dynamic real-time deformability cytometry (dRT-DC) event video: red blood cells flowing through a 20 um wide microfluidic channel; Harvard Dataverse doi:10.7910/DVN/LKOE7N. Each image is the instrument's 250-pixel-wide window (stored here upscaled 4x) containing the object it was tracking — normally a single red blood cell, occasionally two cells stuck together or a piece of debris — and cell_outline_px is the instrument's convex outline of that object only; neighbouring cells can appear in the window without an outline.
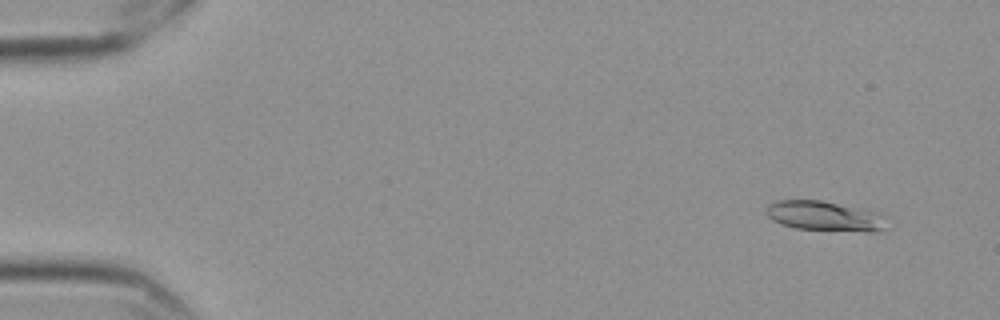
{"species": "Egyptian fruit bat (a non-hibernating species)", "species_latin": "Rousettus aegyptiacus", "temperature_condition": "cold", "stored_images_in_passage": 58, "camera_frame_rate_fps": 3000, "um_per_image_px": 0.085, "frame": {"image": 1, "passage_image": 5, "time_ms": 1.333, "image_size_px": [1000, 320], "cell_outline_px": [[884, 228], [872, 232], [868, 232], [796, 228], [780, 224], [772, 220], [768, 216], [768, 204], [780, 200], [820, 200], [872, 212], [884, 216]], "centroid_in_image_um": [70.03, 18.38], "position_along_channel_um": 15.0, "area_um2": 20.29}}
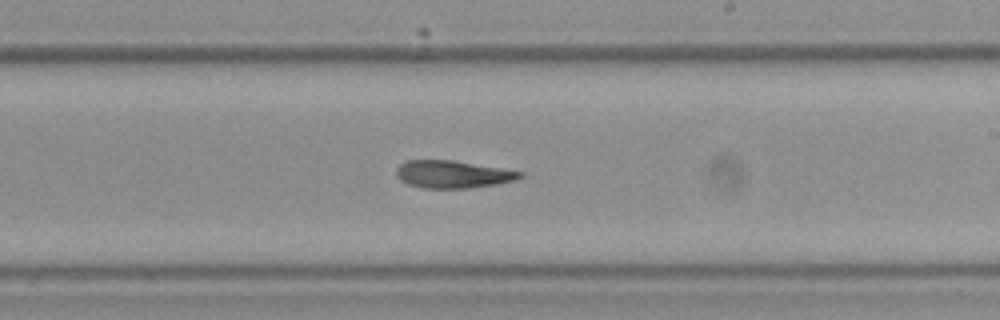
{"frame": {"image": 2, "passage_image": 35, "time_ms": 11.333, "image_size_px": [1000, 320], "cell_outline_px": [[524, 176], [516, 180], [496, 184], [468, 188], [424, 188], [408, 184], [400, 180], [396, 176], [396, 168], [400, 164], [408, 160], [452, 160], [524, 172]], "centroid_in_image_um": [38.47, 14.81], "position_along_channel_um": 250.5, "area_um2": 19.77}}
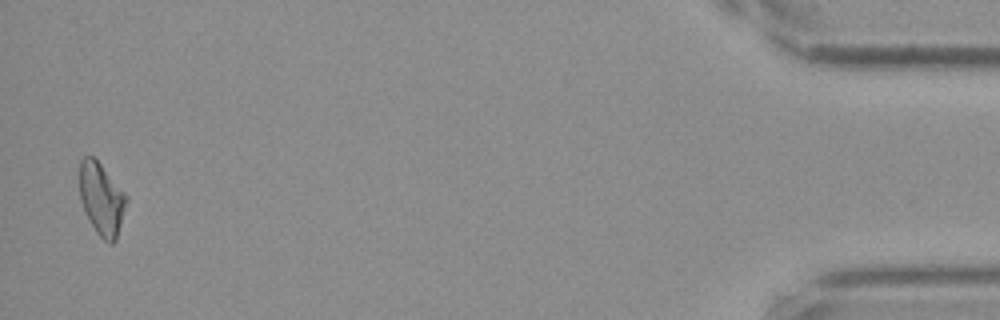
{"frame": {"image": 3, "passage_image": 57, "time_ms": 18.667, "image_size_px": [1000, 320], "cell_outline_px": [[128, 200], [116, 240], [112, 244], [108, 244], [96, 232], [80, 200], [80, 160], [84, 156], [92, 156], [100, 164], [128, 196]], "centroid_in_image_um": [8.65, 16.92], "position_along_channel_um": 426.6, "area_um2": 19.48}, "authors_computed_cell_mechanics": {"area_um2": 19.8832, "velocity_mm_per_s": 3.5429, "shape_relaxation_time_tau1_ms": null, "shape_relaxation_time_tau2_ms": 5.9095, "deformation_change_tau1": null, "deformation_change_tau2": 0.1378}}